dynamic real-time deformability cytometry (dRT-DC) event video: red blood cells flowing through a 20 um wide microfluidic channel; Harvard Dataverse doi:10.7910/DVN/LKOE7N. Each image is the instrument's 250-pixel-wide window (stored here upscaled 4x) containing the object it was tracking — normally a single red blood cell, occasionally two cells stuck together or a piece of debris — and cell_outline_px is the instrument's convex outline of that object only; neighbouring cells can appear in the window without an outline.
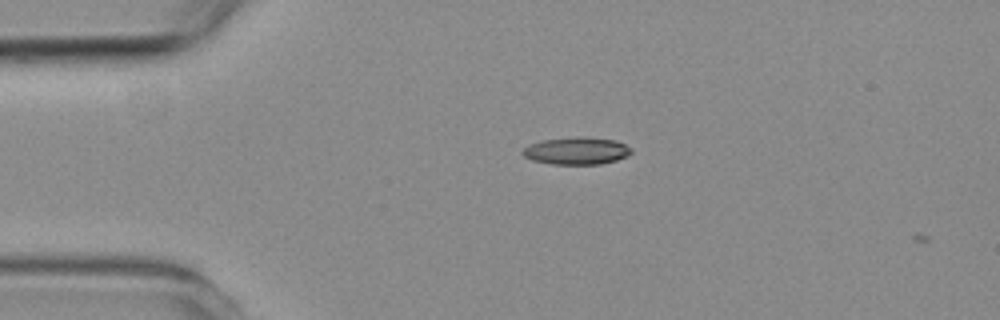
{"species": "common noctule bat (a hibernating species)", "species_latin": "Nyctalus noctula", "temperature_condition": "room temperature", "stored_images_in_passage": 2, "camera_frame_rate_fps": 3000, "um_per_image_px": 0.085, "animal": {"sex": "female", "body_mass_g": 19.3, "forearm_length_mm": 54.1}, "frame": {"image": 1, "passage_image": 1, "time_ms": 0.0, "image_size_px": [1000, 320], "cell_outline_px": [[632, 152], [628, 156], [616, 160], [600, 164], [552, 164], [532, 160], [524, 156], [520, 152], [524, 148], [532, 144], [544, 140], [616, 140], [632, 148]], "centroid_in_image_um": [49.02, 12.89], "position_along_channel_um": 36.0, "area_um2": 16.18}}